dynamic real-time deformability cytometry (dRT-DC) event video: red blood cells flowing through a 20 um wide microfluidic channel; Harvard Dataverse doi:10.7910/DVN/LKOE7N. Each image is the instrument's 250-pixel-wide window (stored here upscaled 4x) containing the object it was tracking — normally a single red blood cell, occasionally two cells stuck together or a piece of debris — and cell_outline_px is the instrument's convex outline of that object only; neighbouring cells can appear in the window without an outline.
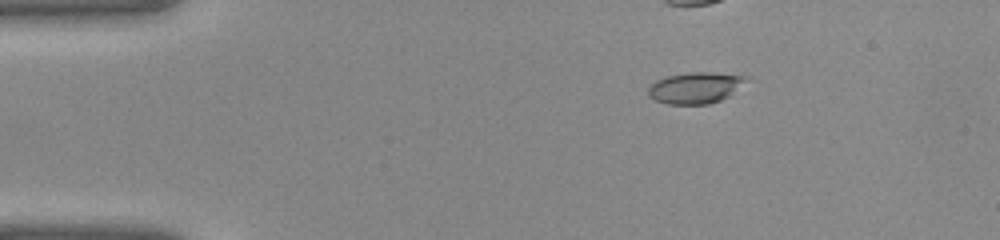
{"species": "common noctule bat (a hibernating species)", "species_latin": "Nyctalus noctula", "temperature_condition": "warm", "stored_images_in_passage": 42, "camera_frame_rate_fps": 3000, "um_per_image_px": 0.085, "animal": {"sex": "female", "body_mass_g": 22.0, "forearm_length_mm": 56.7}, "frame": {"image": 1, "passage_image": 7, "time_ms": 2.0, "image_size_px": [1000, 240], "cell_outline_px": [[752, 80], [728, 96], [720, 100], [708, 104], [668, 104], [656, 100], [648, 96], [648, 88], [656, 80], [668, 76], [688, 72], [708, 72], [752, 76]], "centroid_in_image_um": [59.19, 7.45], "position_along_channel_um": 25.8, "area_um2": 18.09}}
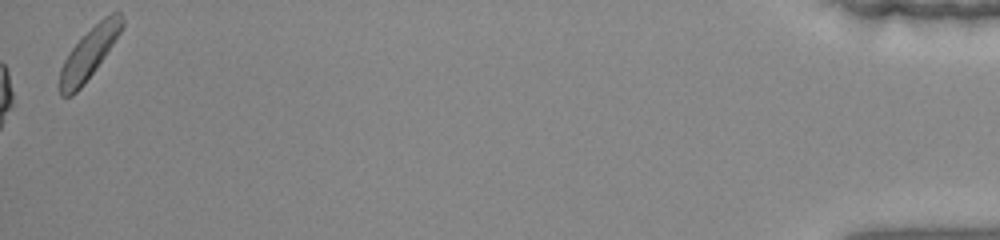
{"frame": {"image": 2, "passage_image": 42, "time_ms": 13.667, "image_size_px": [1000, 240], "cell_outline_px": [[124, 24], [120, 32], [96, 68], [84, 84], [72, 96], [60, 96], [60, 68], [64, 60], [72, 48], [104, 16], [112, 12], [120, 12], [124, 20]], "centroid_in_image_um": [7.56, 4.54], "position_along_channel_um": 427.6, "area_um2": 17.86}}